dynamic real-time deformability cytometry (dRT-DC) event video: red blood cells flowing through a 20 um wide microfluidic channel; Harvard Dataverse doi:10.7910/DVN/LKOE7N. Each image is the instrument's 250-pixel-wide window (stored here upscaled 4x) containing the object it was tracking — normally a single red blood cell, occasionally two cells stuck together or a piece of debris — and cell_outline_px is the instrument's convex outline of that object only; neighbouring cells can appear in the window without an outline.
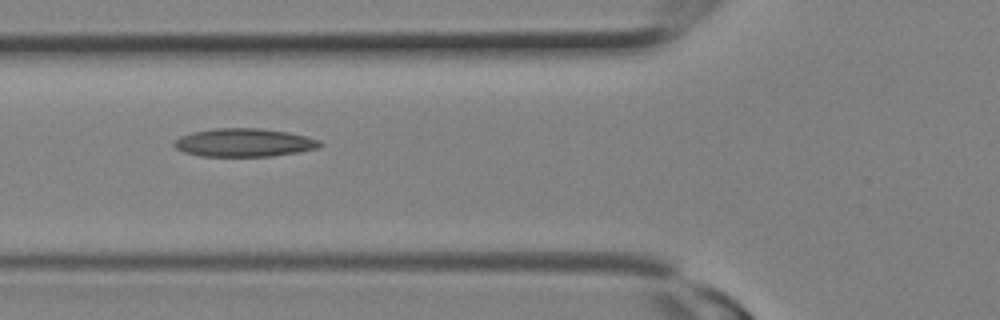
{"species": "Egyptian fruit bat (a non-hibernating species)", "species_latin": "Rousettus aegyptiacus", "temperature_condition": "room temperature", "stored_images_in_passage": 10, "camera_frame_rate_fps": 3000, "um_per_image_px": 0.085, "animal": {"sex": "female"}, "frame": {"image": 1, "passage_image": 9, "time_ms": 2.667, "image_size_px": [1000, 320], "cell_outline_px": [[324, 144], [316, 148], [296, 152], [272, 156], [200, 156], [184, 152], [176, 148], [172, 144], [180, 136], [192, 132], [216, 128], [256, 128], [288, 132], [320, 140]], "centroid_in_image_um": [20.72, 12.12], "position_along_channel_um": 105.1, "area_um2": 23.81}}